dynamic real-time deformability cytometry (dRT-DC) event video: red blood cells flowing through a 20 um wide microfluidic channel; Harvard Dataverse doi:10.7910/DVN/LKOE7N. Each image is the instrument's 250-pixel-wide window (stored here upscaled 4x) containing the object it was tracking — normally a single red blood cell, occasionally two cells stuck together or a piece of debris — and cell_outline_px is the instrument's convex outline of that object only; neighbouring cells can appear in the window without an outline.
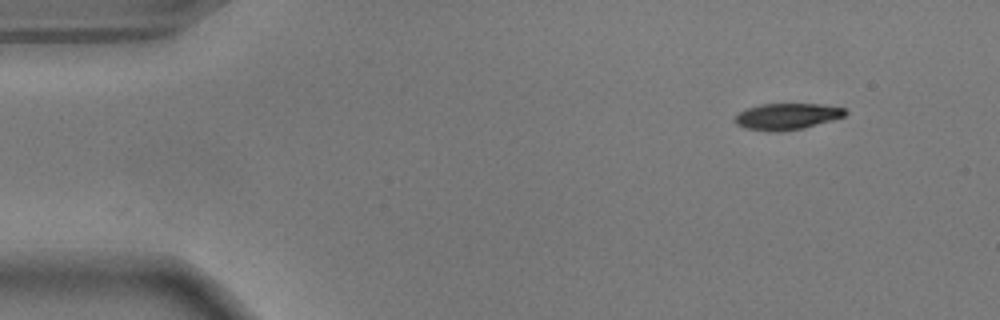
{"species": "common noctule bat (a hibernating species)", "species_latin": "Nyctalus noctula", "temperature_condition": "warm", "stored_images_in_passage": 50, "camera_frame_rate_fps": 3000, "um_per_image_px": 0.085, "animal": {"sex": "male", "body_mass_g": 17.9}, "frame": {"image": 1, "passage_image": 1, "time_ms": 0.0, "image_size_px": [1000, 320], "cell_outline_px": [[848, 112], [844, 116], [832, 120], [804, 128], [780, 132], [772, 132], [744, 128], [736, 124], [732, 120], [740, 112], [748, 108], [760, 104], [820, 104], [844, 108]], "centroid_in_image_um": [66.87, 9.91], "position_along_channel_um": 18.1, "area_um2": 16.99}}
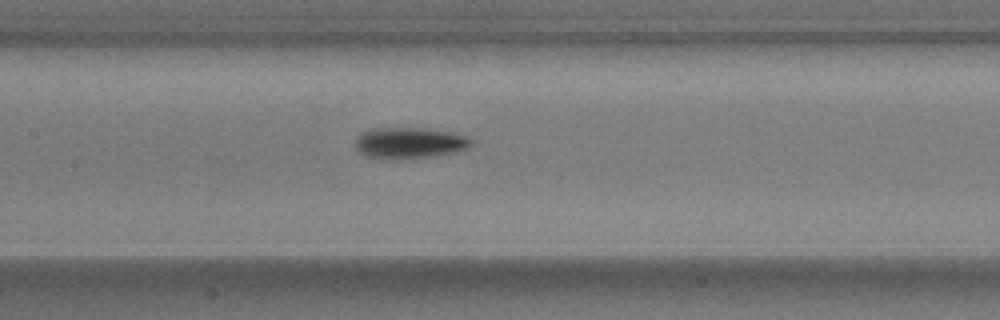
{"frame": {"image": 2, "passage_image": 21, "time_ms": 6.667, "image_size_px": [1000, 320], "cell_outline_px": [[472, 144], [468, 148], [452, 152], [432, 156], [392, 160], [364, 156], [356, 148], [356, 136], [360, 132], [368, 128], [424, 128], [448, 132], [468, 136], [472, 140]], "centroid_in_image_um": [34.74, 12.14], "position_along_channel_um": 172.7, "area_um2": 21.15}}
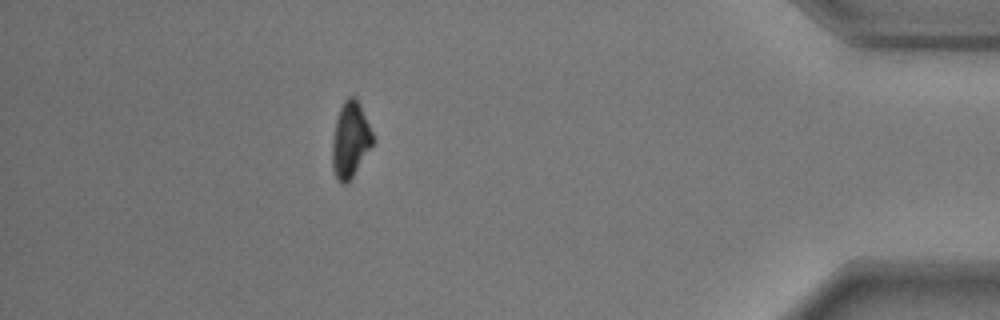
{"frame": {"image": 3, "passage_image": 44, "time_ms": 14.333, "image_size_px": [1000, 320], "cell_outline_px": [[376, 140], [348, 184], [340, 184], [336, 180], [332, 168], [332, 140], [336, 120], [340, 108], [344, 100], [348, 96], [356, 96], [360, 104]], "centroid_in_image_um": [29.78, 11.92], "position_along_channel_um": 405.4, "area_um2": 18.26}, "authors_computed_cell_mechanics": {"area_um2": 18.785, "velocity_mm_per_s": 3.6734, "shape_relaxation_time_tau1_ms": 2.2816, "shape_relaxation_time_tau2_ms": 8.9786, "deformation_change_tau1": 0.1441, "deformation_change_tau2": 0.1557}}